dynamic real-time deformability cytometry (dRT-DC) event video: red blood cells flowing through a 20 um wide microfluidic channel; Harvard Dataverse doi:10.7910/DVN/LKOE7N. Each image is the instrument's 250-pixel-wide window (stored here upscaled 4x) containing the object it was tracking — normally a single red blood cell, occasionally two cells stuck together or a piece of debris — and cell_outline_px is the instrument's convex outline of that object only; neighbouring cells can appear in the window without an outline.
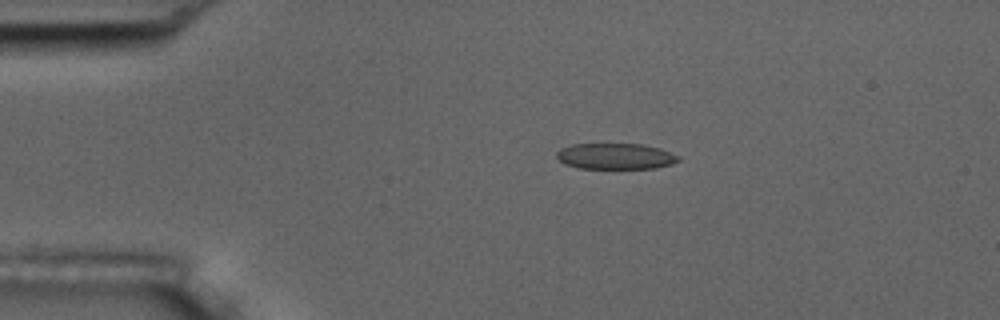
{"species": "common noctule bat (a hibernating species)", "species_latin": "Nyctalus noctula", "temperature_condition": "room temperature", "stored_images_in_passage": 5, "camera_frame_rate_fps": 3000, "um_per_image_px": 0.085, "animal": {"sex": "male", "body_mass_g": 17.5, "forearm_length_mm": 52.3}, "frame": {"image": 1, "passage_image": 3, "time_ms": 2.333, "image_size_px": [1000, 320], "cell_outline_px": [[680, 160], [672, 164], [656, 168], [580, 168], [564, 164], [556, 156], [556, 152], [560, 148], [572, 144], [640, 144], [660, 148], [680, 156]], "centroid_in_image_um": [52.32, 13.28], "position_along_channel_um": 32.7, "area_um2": 18.44}}
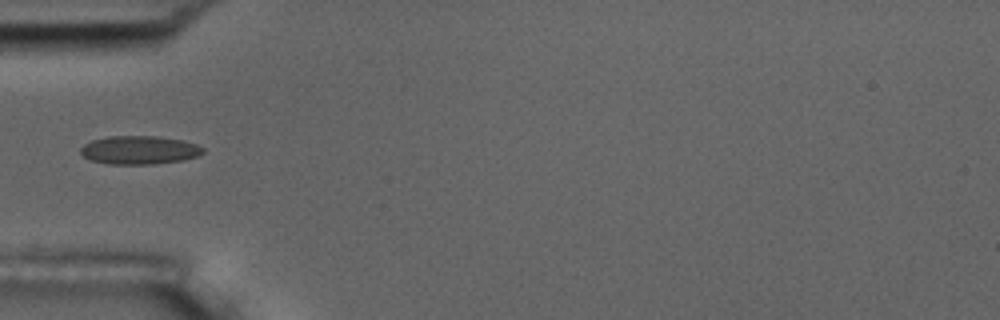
{"frame": {"image": 2, "passage_image": 5, "time_ms": 4.667, "image_size_px": [1000, 320], "cell_outline_px": [[204, 152], [196, 156], [184, 160], [152, 164], [108, 164], [92, 160], [84, 156], [80, 152], [80, 148], [84, 144], [92, 140], [108, 136], [160, 136], [184, 140], [196, 144], [204, 148]], "centroid_in_image_um": [11.86, 12.74], "position_along_channel_um": 73.1, "area_um2": 20.35}}